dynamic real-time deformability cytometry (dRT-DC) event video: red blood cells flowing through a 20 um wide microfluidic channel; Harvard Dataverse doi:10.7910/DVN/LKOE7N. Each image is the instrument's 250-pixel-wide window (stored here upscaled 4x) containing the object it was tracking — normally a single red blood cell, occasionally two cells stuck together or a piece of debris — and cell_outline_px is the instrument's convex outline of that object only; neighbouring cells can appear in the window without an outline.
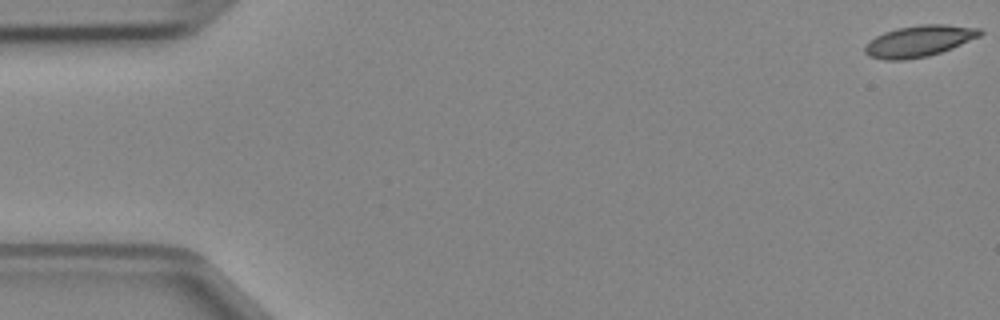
{"species": "Egyptian fruit bat (a non-hibernating species)", "species_latin": "Rousettus aegyptiacus", "temperature_condition": "cold", "stored_images_in_passage": 48, "camera_frame_rate_fps": 3000, "um_per_image_px": 0.085, "animal": {"sex": "female"}, "frame": {"image": 1, "passage_image": 1, "time_ms": 0.0, "image_size_px": [1000, 320], "cell_outline_px": [[984, 32], [980, 36], [952, 48], [928, 56], [904, 60], [884, 60], [868, 56], [864, 52], [864, 48], [876, 36], [884, 32], [896, 28], [920, 24], [944, 24], [980, 28]], "centroid_in_image_um": [78.13, 3.49], "position_along_channel_um": 6.9, "area_um2": 20.98}}
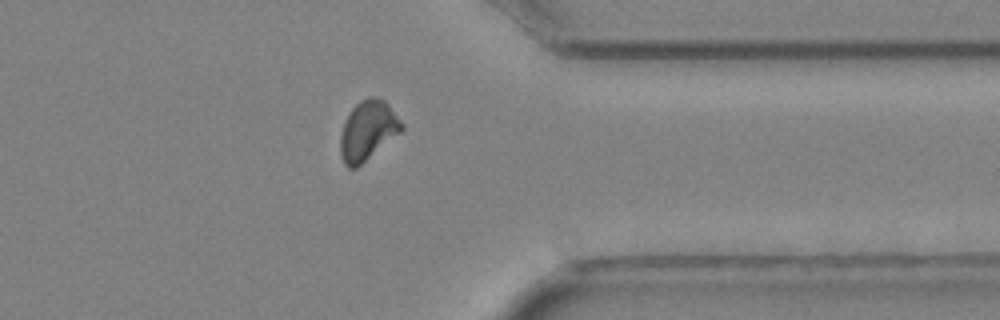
{"frame": {"image": 2, "passage_image": 38, "time_ms": 12.333, "image_size_px": [1000, 320], "cell_outline_px": [[404, 128], [400, 132], [356, 168], [348, 168], [344, 164], [340, 156], [340, 136], [344, 120], [352, 108], [360, 100], [368, 96], [376, 96], [384, 100], [388, 104], [404, 124]], "centroid_in_image_um": [31.24, 11.07], "position_along_channel_um": 380.2, "area_um2": 21.27}}
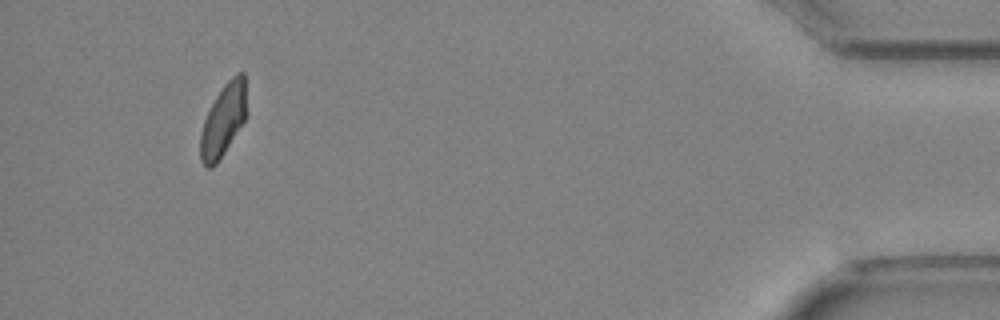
{"frame": {"image": 3, "passage_image": 45, "time_ms": 14.667, "image_size_px": [1000, 320], "cell_outline_px": [[244, 120], [220, 160], [212, 168], [208, 168], [200, 160], [200, 132], [204, 120], [216, 96], [224, 84], [236, 72], [244, 72]], "centroid_in_image_um": [18.93, 10.26], "position_along_channel_um": 416.3, "area_um2": 18.96}}